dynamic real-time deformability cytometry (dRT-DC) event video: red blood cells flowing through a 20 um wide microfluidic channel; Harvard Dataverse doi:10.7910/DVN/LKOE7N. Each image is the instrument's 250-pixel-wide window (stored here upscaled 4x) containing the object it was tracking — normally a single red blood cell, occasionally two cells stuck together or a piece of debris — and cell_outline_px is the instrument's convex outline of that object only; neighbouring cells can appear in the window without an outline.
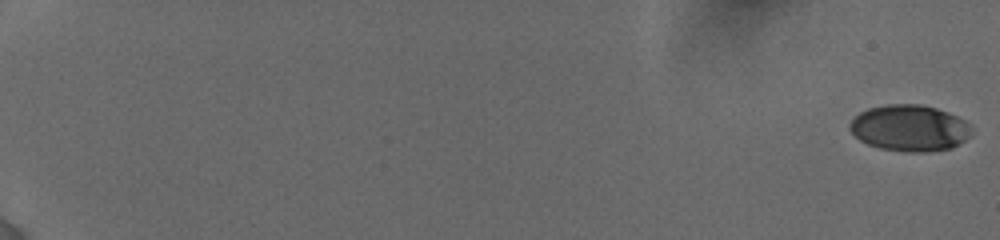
{"species": "human", "species_latin": "Homo sapiens", "temperature_condition": "cold", "stored_images_in_passage": 14, "camera_frame_rate_fps": 3000, "um_per_image_px": 0.085, "donor": {"sex": "female"}, "frame": {"image": 1, "passage_image": 1, "time_ms": 0.0, "image_size_px": [1000, 240], "cell_outline_px": [[972, 136], [952, 148], [924, 152], [908, 152], [880, 148], [868, 144], [860, 140], [848, 128], [848, 124], [860, 112], [868, 108], [888, 104], [920, 104], [936, 108], [948, 112], [972, 124]], "centroid_in_image_um": [77.35, 10.88], "position_along_channel_um": 7.7, "area_um2": 33.06}}
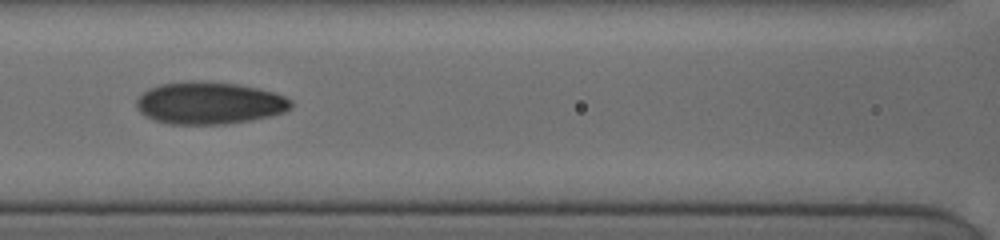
{"frame": {"image": 2, "passage_image": 10, "time_ms": 9.667, "image_size_px": [1000, 240], "cell_outline_px": [[292, 108], [284, 112], [272, 116], [252, 120], [224, 124], [168, 124], [144, 116], [140, 112], [136, 104], [136, 100], [148, 88], [160, 84], [188, 80], [204, 80], [236, 84], [256, 88], [272, 92], [284, 96], [292, 100]], "centroid_in_image_um": [17.79, 8.75], "position_along_channel_um": 148.8, "area_um2": 38.32}}
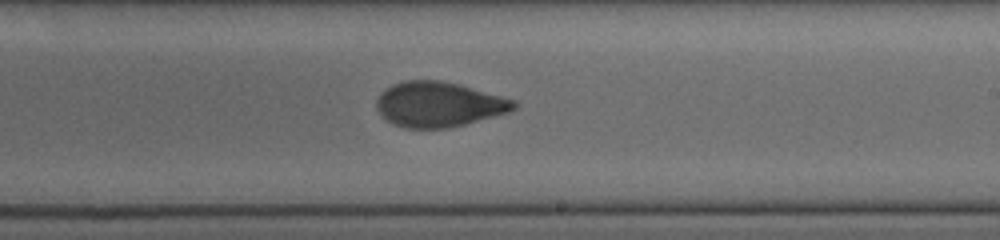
{"frame": {"image": 3, "passage_image": 14, "time_ms": 12.333, "image_size_px": [1000, 240], "cell_outline_px": [[520, 104], [516, 108], [508, 112], [464, 124], [448, 128], [404, 128], [392, 124], [376, 108], [376, 100], [380, 92], [392, 84], [404, 80], [440, 80], [460, 84], [516, 100]], "centroid_in_image_um": [37.3, 8.86], "position_along_channel_um": 251.7, "area_um2": 36.18}}